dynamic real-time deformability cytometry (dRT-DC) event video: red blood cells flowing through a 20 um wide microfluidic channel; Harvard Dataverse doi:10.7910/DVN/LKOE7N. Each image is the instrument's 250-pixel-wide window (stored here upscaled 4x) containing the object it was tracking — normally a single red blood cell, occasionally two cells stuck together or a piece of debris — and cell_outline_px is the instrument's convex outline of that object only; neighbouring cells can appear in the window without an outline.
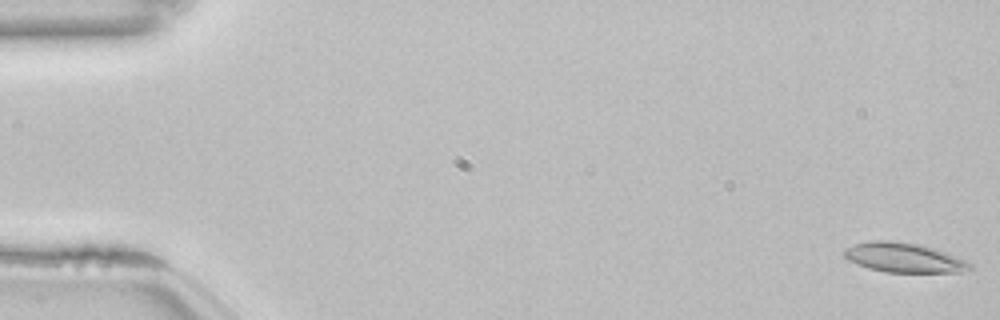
{"species": "common noctule bat (a hibernating species)", "species_latin": "Nyctalus noctula", "temperature_condition": "room temperature", "stored_images_in_passage": 54, "camera_frame_rate_fps": 3000, "um_per_image_px": 0.085, "animal": {"sex": "female", "body_mass_g": 22.7, "forearm_length_mm": 54.2}, "frame": {"image": 1, "passage_image": 1, "time_ms": 0.0, "image_size_px": [1000, 320], "cell_outline_px": [[972, 268], [960, 272], [884, 272], [868, 268], [848, 260], [840, 252], [844, 248], [856, 244], [872, 240], [892, 240], [916, 244], [932, 248], [968, 260], [972, 264]], "centroid_in_image_um": [76.8, 21.9], "position_along_channel_um": 8.2, "area_um2": 21.68}}
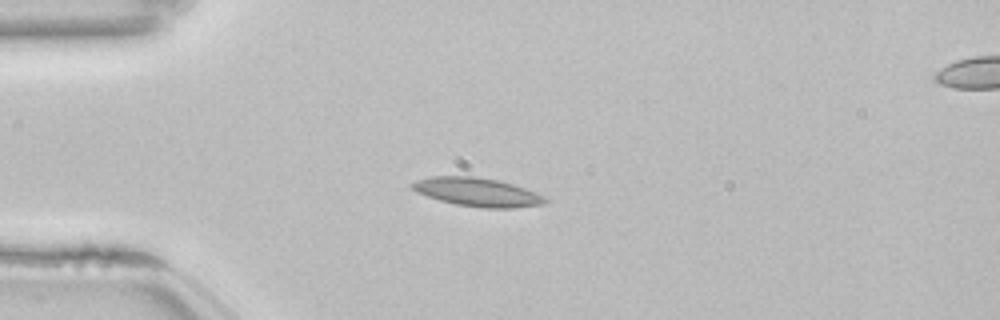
{"frame": {"image": 2, "passage_image": 14, "time_ms": 4.333, "image_size_px": [1000, 320], "cell_outline_px": [[548, 200], [544, 204], [516, 208], [480, 208], [456, 204], [440, 200], [416, 192], [408, 184], [416, 180], [432, 176], [476, 176], [496, 180], [512, 184], [536, 192], [544, 196]], "centroid_in_image_um": [40.56, 16.33], "position_along_channel_um": 44.4, "area_um2": 22.2}}
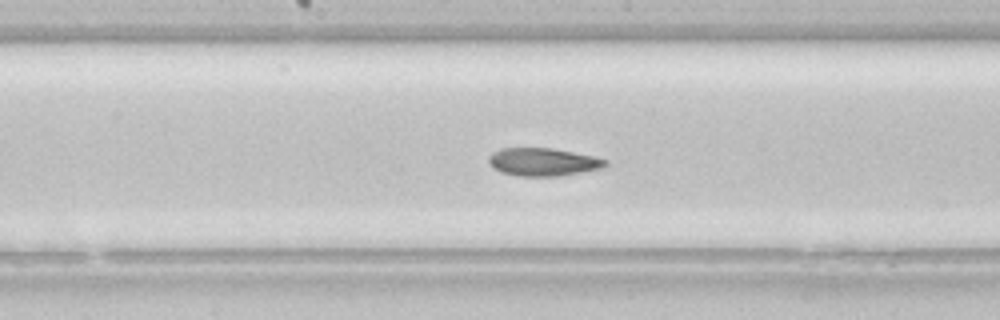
{"frame": {"image": 3, "passage_image": 28, "time_ms": 9.0, "image_size_px": [1000, 320], "cell_outline_px": [[608, 164], [600, 168], [560, 176], [516, 176], [500, 172], [492, 168], [488, 164], [488, 156], [492, 152], [500, 148], [552, 148], [596, 156], [608, 160]], "centroid_in_image_um": [46.11, 13.76], "position_along_channel_um": 202.1, "area_um2": 19.25}, "authors_computed_cell_mechanics": {"area_um2": 20.8369, "velocity_mm_per_s": 3.8314, "shape_relaxation_time_tau1_ms": null, "shape_relaxation_time_tau2_ms": 2.9332, "deformation_change_tau1": null, "deformation_change_tau2": 0.0952}}